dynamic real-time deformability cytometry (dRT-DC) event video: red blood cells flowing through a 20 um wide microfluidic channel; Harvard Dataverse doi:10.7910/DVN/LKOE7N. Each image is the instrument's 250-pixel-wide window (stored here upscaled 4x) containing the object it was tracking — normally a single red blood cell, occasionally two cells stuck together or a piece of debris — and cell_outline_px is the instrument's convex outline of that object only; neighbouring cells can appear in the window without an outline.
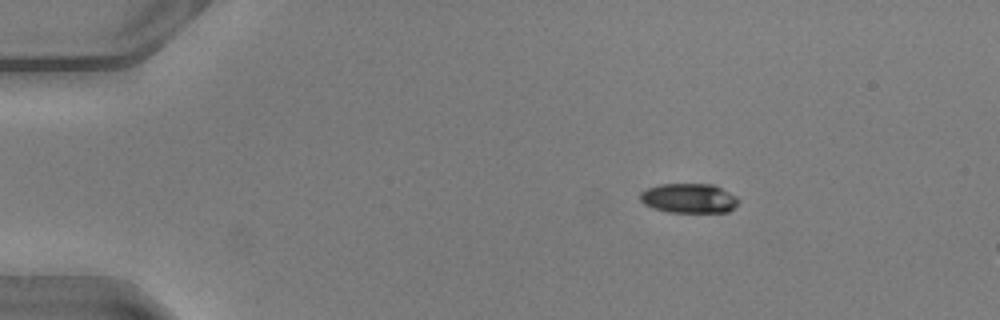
{"species": "common noctule bat (a hibernating species)", "species_latin": "Nyctalus noctula", "temperature_condition": "warm", "stored_images_in_passage": 43, "camera_frame_rate_fps": 3000, "um_per_image_px": 0.085, "animal": {"sex": "male", "body_mass_g": 20.5, "forearm_length_mm": 52.5}, "frame": {"image": 1, "passage_image": 1, "time_ms": 0.0, "image_size_px": [1000, 320], "cell_outline_px": [[740, 200], [728, 212], [668, 212], [652, 208], [644, 204], [640, 200], [640, 192], [648, 188], [660, 184], [712, 184], [736, 196]], "centroid_in_image_um": [58.53, 16.85], "position_along_channel_um": 26.5, "area_um2": 16.88}}
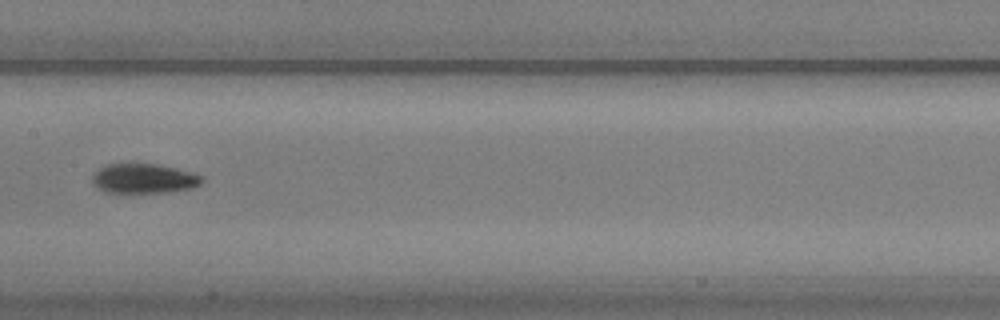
{"frame": {"image": 2, "passage_image": 19, "time_ms": 6.0, "image_size_px": [1000, 320], "cell_outline_px": [[204, 180], [200, 184], [192, 188], [168, 192], [104, 192], [96, 188], [92, 184], [92, 176], [104, 164], [120, 160], [136, 160], [160, 164], [192, 172], [204, 176]], "centroid_in_image_um": [12.18, 15.1], "position_along_channel_um": 195.2, "area_um2": 20.11}}
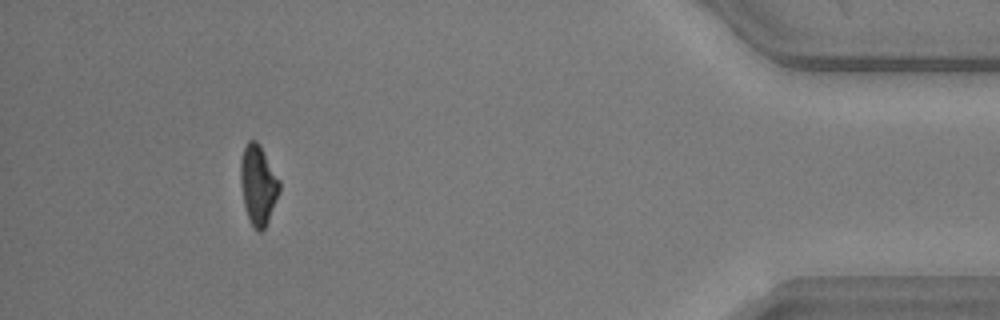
{"frame": {"image": 3, "passage_image": 39, "time_ms": 12.667, "image_size_px": [1000, 320], "cell_outline_px": [[280, 192], [268, 220], [264, 228], [260, 232], [256, 232], [248, 216], [244, 204], [240, 180], [240, 160], [244, 148], [248, 140], [256, 140], [260, 144], [280, 180]], "centroid_in_image_um": [21.95, 15.68], "position_along_channel_um": 413.3, "area_um2": 18.03}, "authors_computed_cell_mechanics": {"area_um2": 19.0162, "velocity_mm_per_s": 4.1012, "shape_relaxation_time_tau1_ms": 4.4609, "shape_relaxation_time_tau2_ms": 2.1639, "deformation_change_tau1": 0.1525, "deformation_change_tau2": 0.0752}}